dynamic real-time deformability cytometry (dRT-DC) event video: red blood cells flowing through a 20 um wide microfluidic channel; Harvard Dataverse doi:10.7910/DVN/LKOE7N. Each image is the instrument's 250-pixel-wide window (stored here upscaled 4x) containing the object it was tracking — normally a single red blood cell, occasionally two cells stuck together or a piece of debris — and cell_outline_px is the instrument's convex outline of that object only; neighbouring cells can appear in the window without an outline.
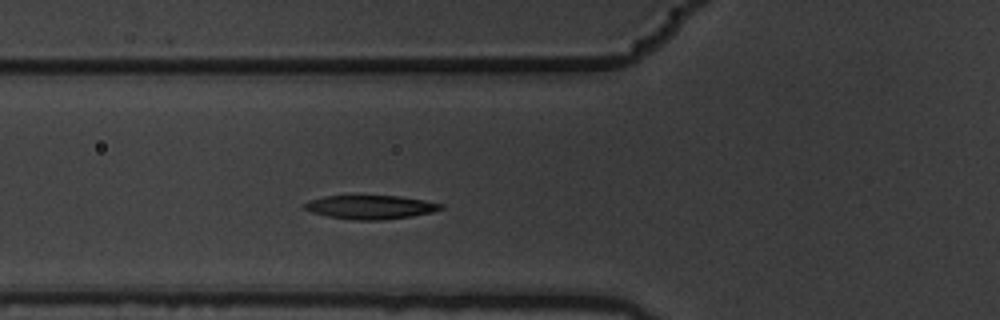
{"species": "common noctule bat (a hibernating species)", "species_latin": "Nyctalus noctula", "temperature_condition": "warm", "stored_images_in_passage": 4, "camera_frame_rate_fps": 3000, "um_per_image_px": 0.085, "animal": {"sex": "male", "body_mass_g": 19.5, "forearm_length_mm": 54.6}, "frame": {"image": 1, "passage_image": 4, "time_ms": 1.0, "image_size_px": [1000, 320], "cell_outline_px": [[444, 208], [432, 212], [412, 216], [380, 220], [352, 220], [328, 216], [312, 212], [304, 208], [304, 204], [308, 200], [324, 196], [400, 196], [424, 200], [444, 204]], "centroid_in_image_um": [31.5, 17.6], "position_along_channel_um": 94.3, "area_um2": 18.84}}